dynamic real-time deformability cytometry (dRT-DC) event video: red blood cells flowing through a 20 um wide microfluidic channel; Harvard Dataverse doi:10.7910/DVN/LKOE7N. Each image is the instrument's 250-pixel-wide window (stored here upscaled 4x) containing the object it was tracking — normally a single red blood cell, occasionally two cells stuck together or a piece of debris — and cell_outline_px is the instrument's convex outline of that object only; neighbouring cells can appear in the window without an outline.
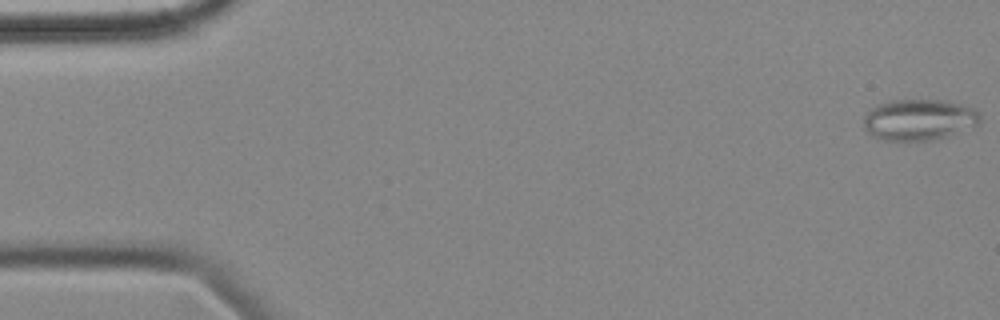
{"species": "common noctule bat (a hibernating species)", "species_latin": "Nyctalus noctula", "temperature_condition": "cold", "stored_images_in_passage": 56, "camera_frame_rate_fps": 3000, "um_per_image_px": 0.085, "animal": {"sex": "female", "body_mass_g": 18.4}, "frame": {"image": 1, "passage_image": 1, "time_ms": 0.0, "image_size_px": [1000, 320], "cell_outline_px": [[980, 124], [948, 136], [928, 140], [876, 140], [864, 128], [864, 116], [872, 108], [880, 104], [892, 100], [940, 100], [960, 104], [972, 108], [980, 112]], "centroid_in_image_um": [78.11, 10.18], "position_along_channel_um": 6.9, "area_um2": 27.8}}
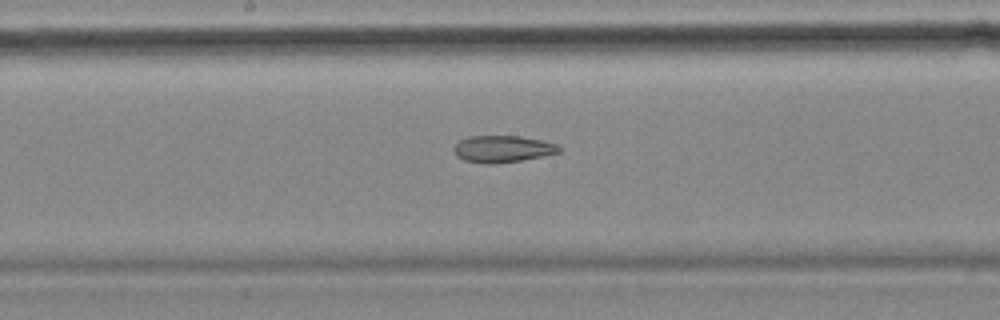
{"frame": {"image": 2, "passage_image": 29, "time_ms": 9.333, "image_size_px": [1000, 320], "cell_outline_px": [[560, 152], [544, 156], [496, 164], [484, 164], [464, 160], [456, 156], [452, 148], [460, 140], [468, 136], [520, 136], [540, 140], [556, 144], [560, 148]], "centroid_in_image_um": [42.68, 12.67], "position_along_channel_um": 205.5, "area_um2": 16.47}}
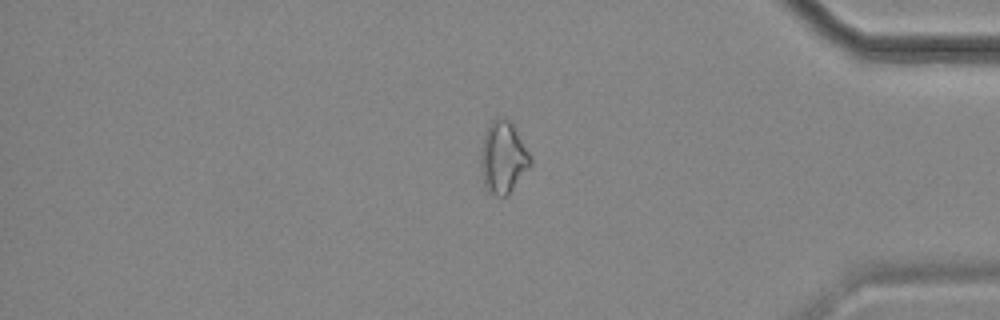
{"frame": {"image": 3, "passage_image": 47, "time_ms": 15.333, "image_size_px": [1000, 320], "cell_outline_px": [[532, 164], [508, 196], [492, 196], [484, 188], [480, 168], [480, 160], [484, 132], [488, 124], [496, 116], [504, 116], [512, 124], [528, 152], [532, 160]], "centroid_in_image_um": [42.73, 13.41], "position_along_channel_um": 392.5, "area_um2": 21.15}, "authors_computed_cell_mechanics": {"area_um2": 20.9525, "velocity_mm_per_s": 3.5641, "shape_relaxation_time_tau1_ms": null, "shape_relaxation_time_tau2_ms": 9.1347, "deformation_change_tau1": null, "deformation_change_tau2": 0.2031}}